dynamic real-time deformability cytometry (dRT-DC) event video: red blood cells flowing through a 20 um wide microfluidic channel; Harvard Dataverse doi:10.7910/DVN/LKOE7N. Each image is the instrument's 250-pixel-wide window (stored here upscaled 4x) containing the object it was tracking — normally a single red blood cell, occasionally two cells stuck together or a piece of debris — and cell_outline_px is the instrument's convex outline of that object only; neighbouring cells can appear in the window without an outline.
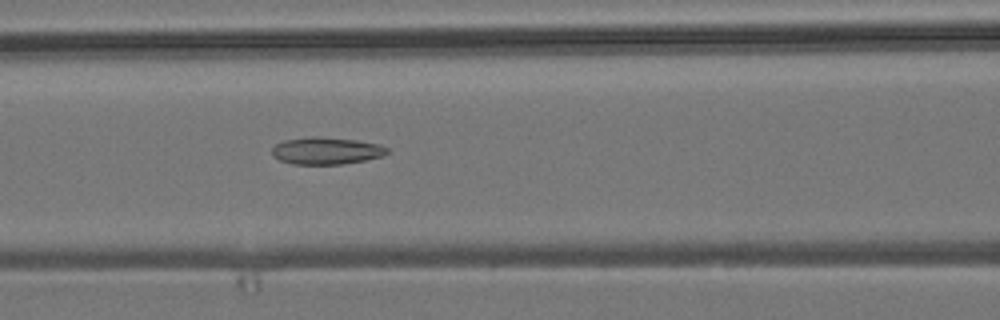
{"species": "common noctule bat (a hibernating species)", "species_latin": "Nyctalus noctula", "temperature_condition": "room temperature", "stored_images_in_passage": 5, "camera_frame_rate_fps": 3000, "um_per_image_px": 0.085, "animal": {"sex": "male", "body_mass_g": 19.2, "forearm_length_mm": 51.8}, "frame": {"image": 1, "passage_image": 5, "time_ms": 5.667, "image_size_px": [1000, 320], "cell_outline_px": [[388, 152], [384, 156], [364, 160], [340, 164], [292, 164], [280, 160], [272, 156], [272, 148], [276, 144], [284, 140], [312, 136], [316, 136], [356, 140], [380, 144], [388, 148]], "centroid_in_image_um": [27.73, 12.81], "position_along_channel_um": 138.9, "area_um2": 18.21}}